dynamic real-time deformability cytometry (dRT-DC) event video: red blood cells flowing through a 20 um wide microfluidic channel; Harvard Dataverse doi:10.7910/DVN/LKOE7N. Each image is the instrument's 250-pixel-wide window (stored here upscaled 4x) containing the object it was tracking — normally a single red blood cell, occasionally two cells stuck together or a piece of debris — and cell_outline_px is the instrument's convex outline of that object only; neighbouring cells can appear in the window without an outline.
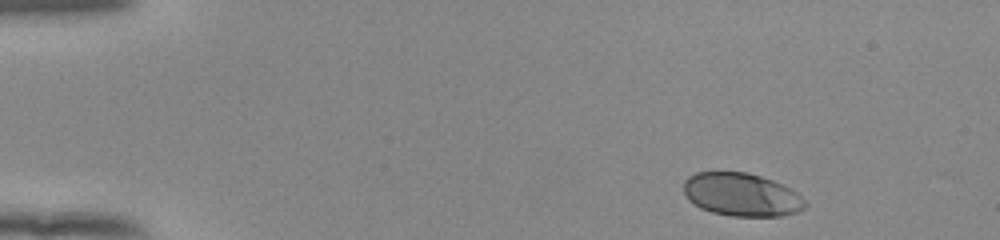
{"species": "human", "species_latin": "Homo sapiens", "temperature_condition": "room temperature", "stored_images_in_passage": 46, "camera_frame_rate_fps": 3000, "um_per_image_px": 0.085, "donor": {"sex": "female"}, "frame": {"image": 1, "passage_image": 1, "time_ms": 0.0, "image_size_px": [1000, 240], "cell_outline_px": [[808, 204], [804, 208], [796, 212], [784, 216], [732, 216], [712, 212], [700, 208], [688, 200], [684, 192], [684, 180], [688, 176], [696, 172], [748, 172], [772, 180], [796, 192]], "centroid_in_image_um": [63.01, 16.55], "position_along_channel_um": 22.0, "area_um2": 30.52}}
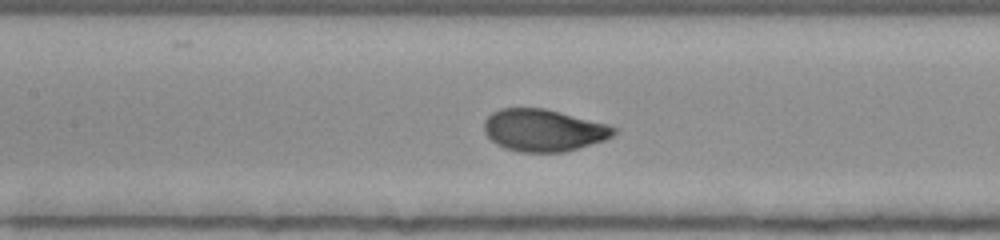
{"frame": {"image": 2, "passage_image": 20, "time_ms": 6.333, "image_size_px": [1000, 240], "cell_outline_px": [[620, 128], [612, 136], [604, 140], [564, 152], [520, 152], [504, 148], [496, 144], [484, 132], [484, 120], [492, 112], [500, 108], [544, 108], [608, 124]], "centroid_in_image_um": [46.2, 11.07], "position_along_channel_um": 161.2, "area_um2": 31.91}}
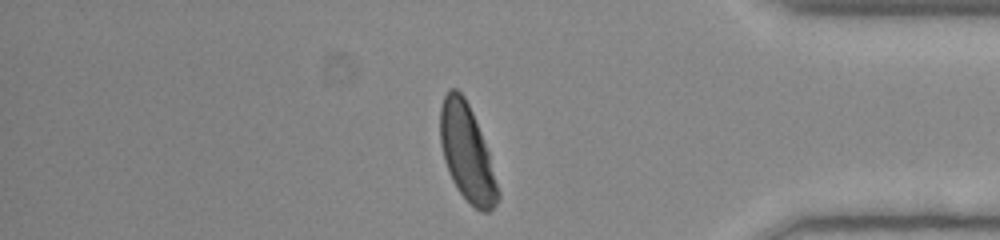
{"frame": {"image": 3, "passage_image": 40, "time_ms": 13.0, "image_size_px": [1000, 240], "cell_outline_px": [[500, 196], [496, 204], [488, 212], [480, 212], [456, 188], [448, 172], [444, 160], [440, 144], [440, 108], [444, 96], [448, 88], [456, 88], [464, 96], [472, 112], [488, 152], [500, 192]], "centroid_in_image_um": [39.67, 12.99], "position_along_channel_um": 395.5, "area_um2": 32.14}, "authors_computed_cell_mechanics": {"area_um2": 31.9345, "velocity_mm_per_s": 3.8585, "shape_relaxation_time_tau1_ms": 2.8783, "shape_relaxation_time_tau2_ms": null, "deformation_change_tau1": 0.1605, "deformation_change_tau2": null}}